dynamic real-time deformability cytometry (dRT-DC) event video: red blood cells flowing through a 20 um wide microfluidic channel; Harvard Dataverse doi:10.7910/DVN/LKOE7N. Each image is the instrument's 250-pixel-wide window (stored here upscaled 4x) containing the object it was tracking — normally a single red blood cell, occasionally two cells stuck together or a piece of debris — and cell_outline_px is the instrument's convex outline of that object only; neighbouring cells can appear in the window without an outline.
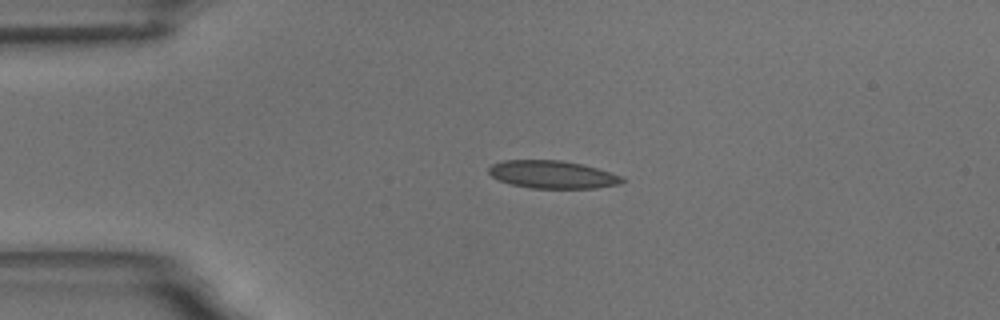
{"species": "common noctule bat (a hibernating species)", "species_latin": "Nyctalus noctula", "temperature_condition": "room temperature", "stored_images_in_passage": 46, "camera_frame_rate_fps": 3000, "um_per_image_px": 0.085, "animal": {"sex": "male", "body_mass_g": 18.8}, "frame": {"image": 1, "passage_image": 1, "time_ms": 0.0, "image_size_px": [1000, 320], "cell_outline_px": [[624, 180], [620, 184], [596, 188], [532, 188], [512, 184], [500, 180], [492, 176], [488, 172], [488, 168], [492, 164], [504, 160], [560, 160], [580, 164], [596, 168], [620, 176]], "centroid_in_image_um": [46.93, 14.83], "position_along_channel_um": 38.1, "area_um2": 21.27}}
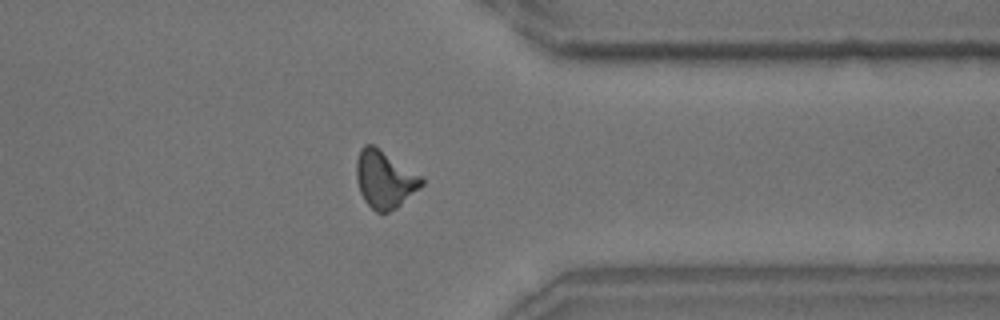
{"frame": {"image": 2, "passage_image": 33, "time_ms": 10.667, "image_size_px": [1000, 320], "cell_outline_px": [[424, 184], [420, 188], [396, 208], [388, 212], [376, 212], [364, 200], [360, 192], [356, 176], [356, 160], [360, 148], [364, 144], [372, 144], [420, 176], [424, 180]], "centroid_in_image_um": [32.66, 15.25], "position_along_channel_um": 378.7, "area_um2": 21.44}}
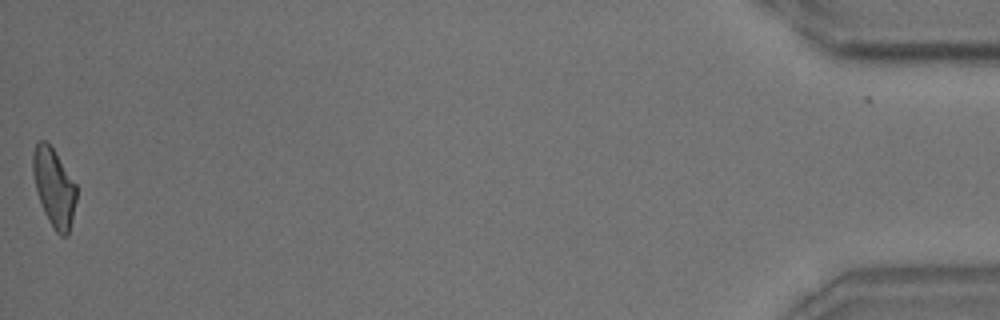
{"frame": {"image": 3, "passage_image": 45, "time_ms": 14.667, "image_size_px": [1000, 320], "cell_outline_px": [[76, 200], [72, 220], [68, 236], [60, 236], [56, 232], [48, 220], [44, 212], [36, 188], [32, 172], [32, 152], [36, 144], [40, 140], [44, 140], [52, 148], [76, 184]], "centroid_in_image_um": [4.58, 15.95], "position_along_channel_um": 430.6, "area_um2": 19.59}, "authors_computed_cell_mechanics": {"area_um2": 20.9814, "velocity_mm_per_s": 3.5518, "shape_relaxation_time_tau1_ms": 7.2425, "shape_relaxation_time_tau2_ms": 1.7298, "deformation_change_tau1": 0.1875, "deformation_change_tau2": 0.0903}}